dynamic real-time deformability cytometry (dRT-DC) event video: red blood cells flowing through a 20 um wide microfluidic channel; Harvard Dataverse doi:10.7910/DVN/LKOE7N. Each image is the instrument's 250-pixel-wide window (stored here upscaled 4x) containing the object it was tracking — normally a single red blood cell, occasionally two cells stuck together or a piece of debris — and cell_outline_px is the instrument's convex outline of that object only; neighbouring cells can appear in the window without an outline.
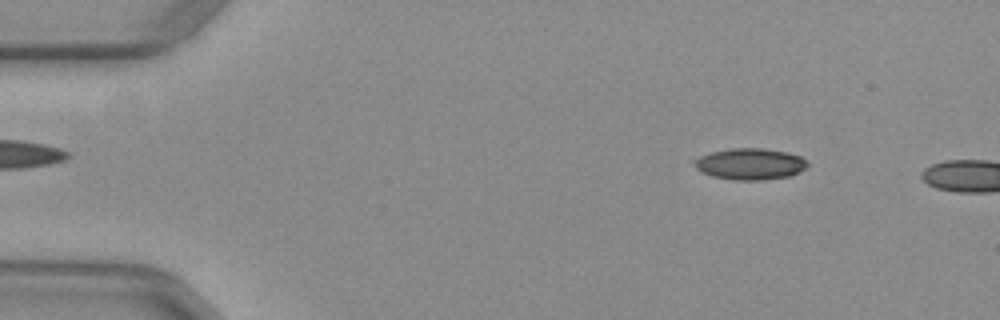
{"species": "common noctule bat (a hibernating species)", "species_latin": "Nyctalus noctula", "temperature_condition": "warm", "stored_images_in_passage": 5, "camera_frame_rate_fps": 3000, "um_per_image_px": 0.085, "animal": {"sex": "female", "body_mass_g": 29.2, "forearm_length_mm": 56.3}, "frame": {"image": 1, "passage_image": 3, "time_ms": 0.667, "image_size_px": [1000, 320], "cell_outline_px": [[808, 164], [804, 168], [788, 176], [760, 180], [732, 180], [712, 176], [700, 172], [696, 168], [692, 160], [700, 156], [712, 152], [732, 148], [764, 148], [784, 152], [800, 156]], "centroid_in_image_um": [63.68, 13.94], "position_along_channel_um": 21.3, "area_um2": 20.46}}